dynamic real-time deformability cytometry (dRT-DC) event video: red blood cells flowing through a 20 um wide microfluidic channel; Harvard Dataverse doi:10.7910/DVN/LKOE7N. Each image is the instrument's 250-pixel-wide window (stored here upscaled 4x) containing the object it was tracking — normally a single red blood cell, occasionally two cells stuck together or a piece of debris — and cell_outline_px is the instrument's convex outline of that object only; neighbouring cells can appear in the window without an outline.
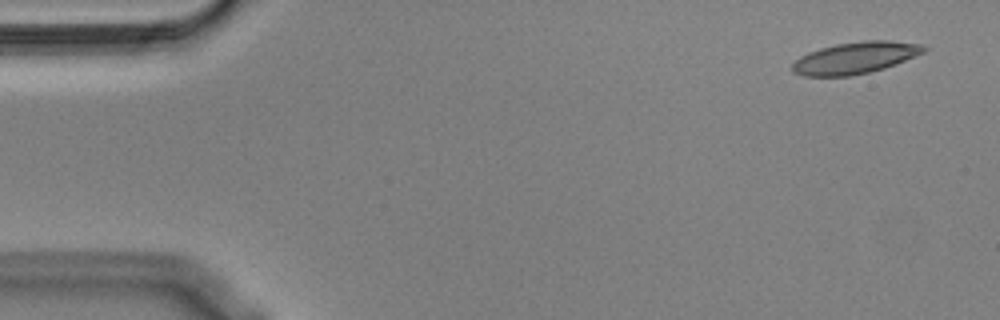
{"species": "Egyptian fruit bat (a non-hibernating species)", "species_latin": "Rousettus aegyptiacus", "temperature_condition": "cold", "stored_images_in_passage": 13, "camera_frame_rate_fps": 3000, "um_per_image_px": 0.085, "animal": {"sex": "male"}, "frame": {"image": 1, "passage_image": 1, "time_ms": 0.0, "image_size_px": [1000, 320], "cell_outline_px": [[928, 48], [924, 52], [896, 64], [884, 68], [868, 72], [848, 76], [804, 76], [792, 72], [792, 64], [800, 56], [808, 52], [820, 48], [836, 44], [864, 40], [888, 40], [920, 44]], "centroid_in_image_um": [72.67, 4.91], "position_along_channel_um": 12.3, "area_um2": 24.22}}
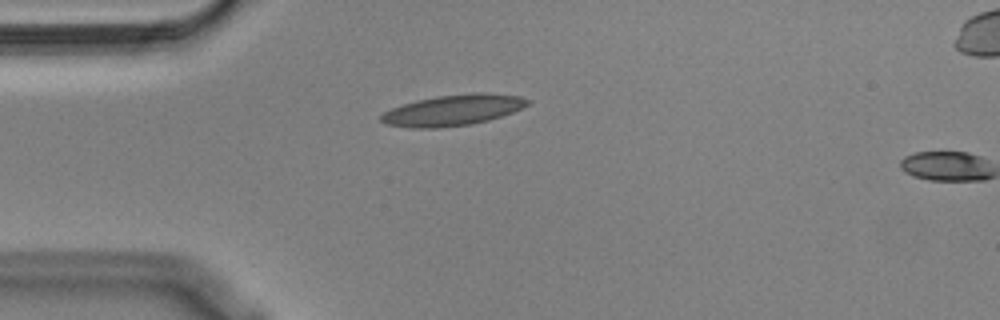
{"frame": {"image": 2, "passage_image": 12, "time_ms": 3.667, "image_size_px": [1000, 320], "cell_outline_px": [[532, 100], [528, 104], [512, 112], [488, 120], [472, 124], [436, 128], [412, 128], [388, 124], [380, 120], [380, 116], [384, 112], [392, 108], [416, 100], [436, 96], [472, 92], [484, 92], [520, 96]], "centroid_in_image_um": [38.51, 9.35], "position_along_channel_um": 46.5, "area_um2": 26.3}}